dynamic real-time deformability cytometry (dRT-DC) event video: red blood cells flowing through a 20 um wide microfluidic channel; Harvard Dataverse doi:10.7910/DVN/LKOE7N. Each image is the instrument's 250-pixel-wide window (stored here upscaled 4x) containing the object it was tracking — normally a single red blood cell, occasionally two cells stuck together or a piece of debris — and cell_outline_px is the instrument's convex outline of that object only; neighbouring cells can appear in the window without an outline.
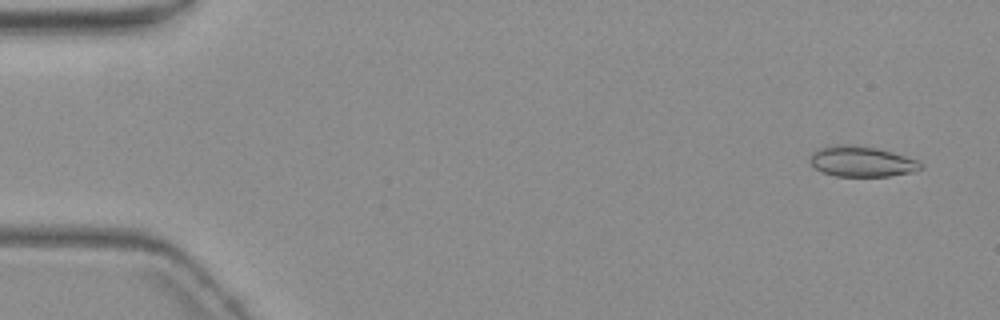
{"species": "common noctule bat (a hibernating species)", "species_latin": "Nyctalus noctula", "temperature_condition": "warm", "stored_images_in_passage": 4, "camera_frame_rate_fps": 3000, "um_per_image_px": 0.085, "animal": {"sex": "female", "body_mass_g": 19.3, "forearm_length_mm": 54.1}, "frame": {"image": 1, "passage_image": 1, "time_ms": 0.0, "image_size_px": [1000, 320], "cell_outline_px": [[924, 168], [912, 172], [888, 176], [836, 176], [824, 172], [816, 168], [808, 160], [812, 152], [820, 148], [836, 144], [852, 144], [876, 148], [892, 152], [916, 160], [924, 164]], "centroid_in_image_um": [73.24, 13.72], "position_along_channel_um": 11.8, "area_um2": 19.65}}